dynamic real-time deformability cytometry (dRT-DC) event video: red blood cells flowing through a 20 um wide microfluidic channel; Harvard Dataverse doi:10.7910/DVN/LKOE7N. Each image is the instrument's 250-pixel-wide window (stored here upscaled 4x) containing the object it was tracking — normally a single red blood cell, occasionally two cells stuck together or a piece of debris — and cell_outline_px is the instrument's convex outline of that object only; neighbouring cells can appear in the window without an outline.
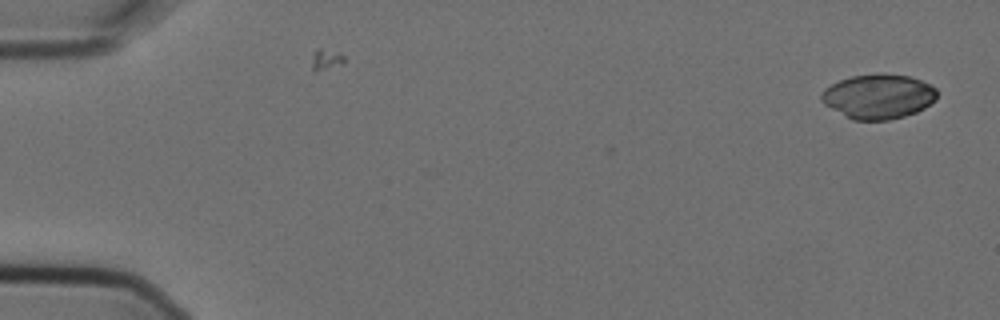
{"species": "Egyptian fruit bat (a non-hibernating species)", "species_latin": "Rousettus aegyptiacus", "temperature_condition": "cold", "stored_images_in_passage": 5, "camera_frame_rate_fps": 3000, "um_per_image_px": 0.085, "animal": {"sex": "female"}, "frame": {"image": 1, "passage_image": 1, "time_ms": 0.0, "image_size_px": [1000, 320], "cell_outline_px": [[936, 100], [924, 108], [916, 112], [904, 116], [888, 120], [852, 120], [844, 116], [824, 104], [820, 100], [820, 96], [824, 88], [840, 80], [852, 76], [880, 72], [908, 76], [920, 80], [936, 88]], "centroid_in_image_um": [74.64, 8.19], "position_along_channel_um": 10.4, "area_um2": 30.23}}